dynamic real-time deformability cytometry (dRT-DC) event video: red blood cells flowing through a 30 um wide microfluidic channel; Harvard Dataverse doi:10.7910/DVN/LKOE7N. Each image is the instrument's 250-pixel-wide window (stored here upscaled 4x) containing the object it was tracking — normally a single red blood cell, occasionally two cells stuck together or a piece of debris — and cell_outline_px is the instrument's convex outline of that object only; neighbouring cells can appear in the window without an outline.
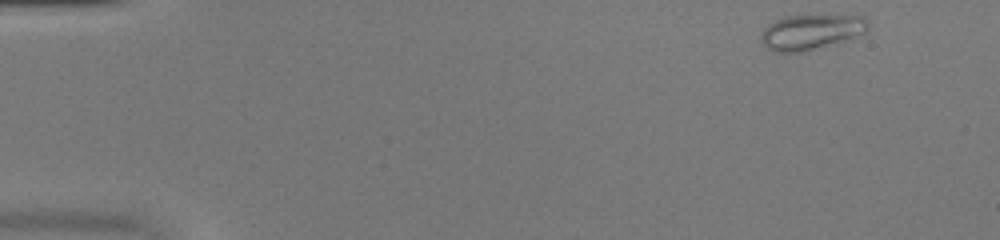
{"species": "common noctule bat (a hibernating species)", "species_latin": "Nyctalus noctula", "temperature_condition": "warm", "stored_images_in_passage": 43, "camera_frame_rate_fps": 3000, "um_per_image_px": 0.085, "animal": {"sex": "female", "body_mass_g": 20.0, "forearm_length_mm": 54.0}, "frame": {"image": 1, "passage_image": 1, "time_ms": 0.0, "image_size_px": [1000, 240], "cell_outline_px": [[868, 28], [864, 32], [844, 40], [800, 52], [776, 52], [768, 48], [760, 40], [760, 36], [764, 28], [768, 24], [784, 16], [860, 12], [868, 20]], "centroid_in_image_um": [69.0, 2.63], "position_along_channel_um": 16.0, "area_um2": 22.54}}
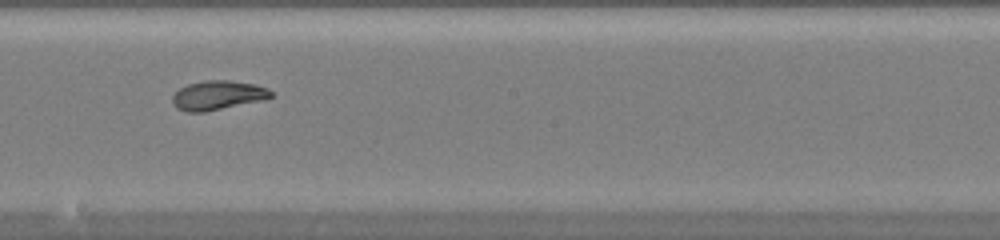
{"frame": {"image": 2, "passage_image": 26, "time_ms": 8.333, "image_size_px": [1000, 240], "cell_outline_px": [[272, 96], [268, 100], [204, 112], [188, 112], [176, 108], [172, 100], [172, 96], [180, 88], [188, 84], [204, 80], [228, 80], [256, 84], [268, 88], [272, 92]], "centroid_in_image_um": [18.56, 8.1], "position_along_channel_um": 229.6, "area_um2": 17.05}}
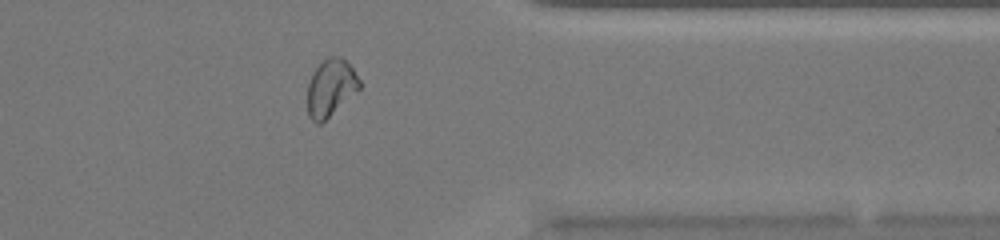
{"frame": {"image": 3, "passage_image": 38, "time_ms": 12.333, "image_size_px": [1000, 240], "cell_outline_px": [[360, 88], [320, 124], [316, 124], [308, 116], [308, 84], [312, 72], [320, 60], [328, 56], [340, 56], [352, 68], [360, 80]], "centroid_in_image_um": [28.08, 7.42], "position_along_channel_um": 383.3, "area_um2": 17.22}}